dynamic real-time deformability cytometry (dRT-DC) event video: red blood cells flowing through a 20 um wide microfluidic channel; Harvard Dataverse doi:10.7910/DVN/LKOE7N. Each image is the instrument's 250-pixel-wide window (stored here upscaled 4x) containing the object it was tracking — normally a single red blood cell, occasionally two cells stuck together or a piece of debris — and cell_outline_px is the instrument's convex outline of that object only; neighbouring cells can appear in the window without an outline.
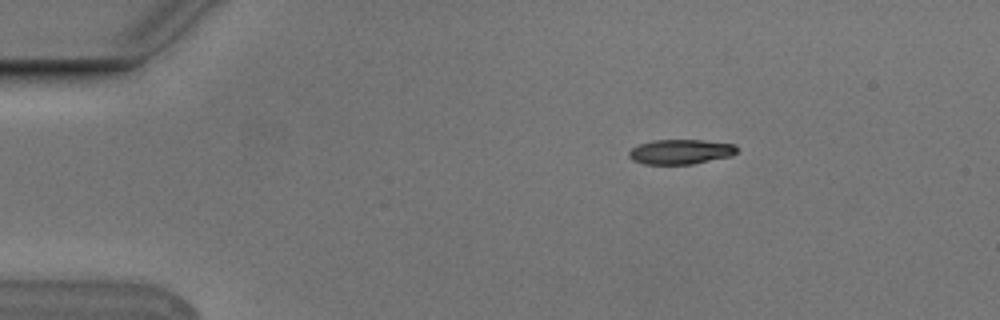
{"species": "Egyptian fruit bat (a non-hibernating species)", "species_latin": "Rousettus aegyptiacus", "temperature_condition": "cold", "stored_images_in_passage": 3, "camera_frame_rate_fps": 3000, "um_per_image_px": 0.085, "animal": {"sex": "male"}, "frame": {"image": 1, "passage_image": 1, "time_ms": 0.0, "image_size_px": [1000, 320], "cell_outline_px": [[736, 152], [732, 156], [692, 164], [644, 164], [632, 160], [628, 156], [628, 152], [632, 148], [640, 144], [652, 140], [700, 140], [736, 144]], "centroid_in_image_um": [57.84, 12.9], "position_along_channel_um": 27.2, "area_um2": 15.61}}
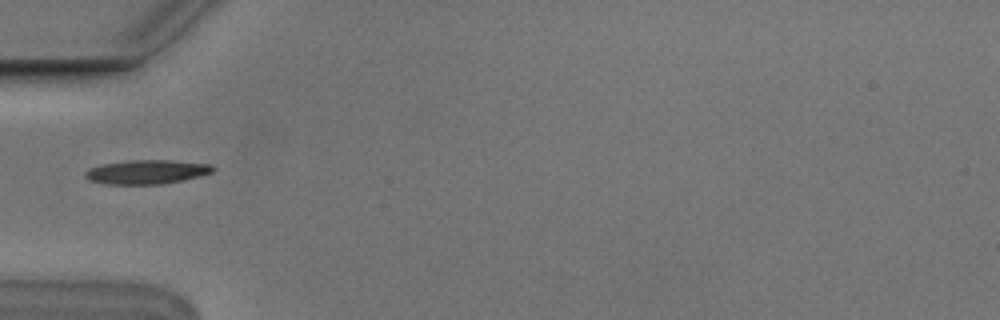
{"frame": {"image": 2, "passage_image": 3, "time_ms": 0.667, "image_size_px": [1000, 320], "cell_outline_px": [[216, 168], [212, 172], [200, 176], [164, 184], [104, 184], [88, 180], [84, 176], [84, 172], [88, 168], [100, 164], [128, 160], [172, 160], [212, 164]], "centroid_in_image_um": [12.45, 14.61], "position_along_channel_um": 72.6, "area_um2": 18.21}}